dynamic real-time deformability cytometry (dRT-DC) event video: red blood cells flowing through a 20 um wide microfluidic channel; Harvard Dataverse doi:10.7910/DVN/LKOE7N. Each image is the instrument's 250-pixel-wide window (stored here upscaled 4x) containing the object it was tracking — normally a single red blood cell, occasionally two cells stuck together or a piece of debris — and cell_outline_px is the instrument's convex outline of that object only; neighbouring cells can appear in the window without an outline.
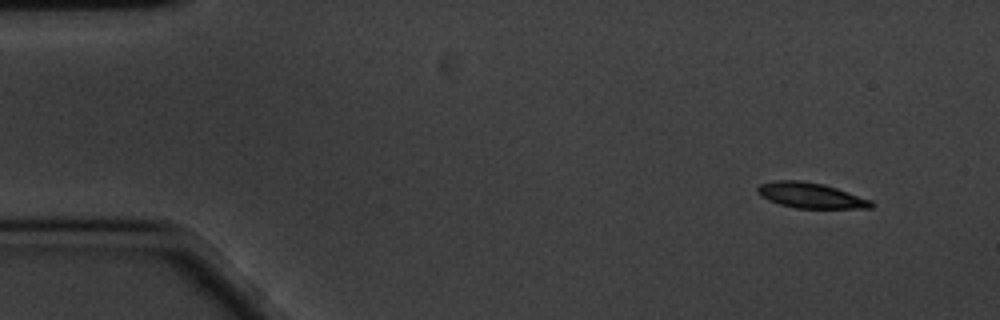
{"species": "common noctule bat (a hibernating species)", "species_latin": "Nyctalus noctula", "temperature_condition": "cold", "stored_images_in_passage": 55, "camera_frame_rate_fps": 3000, "um_per_image_px": 0.085, "animal": {"sex": "male", "body_mass_g": 20.1, "forearm_length_mm": 53.5}, "frame": {"image": 1, "passage_image": 1, "time_ms": 0.0, "image_size_px": [1000, 320], "cell_outline_px": [[876, 204], [872, 208], [796, 208], [780, 204], [768, 200], [760, 196], [756, 192], [756, 188], [760, 184], [776, 180], [800, 180], [824, 184], [872, 200]], "centroid_in_image_um": [68.9, 16.61], "position_along_channel_um": 16.1, "area_um2": 16.94}}
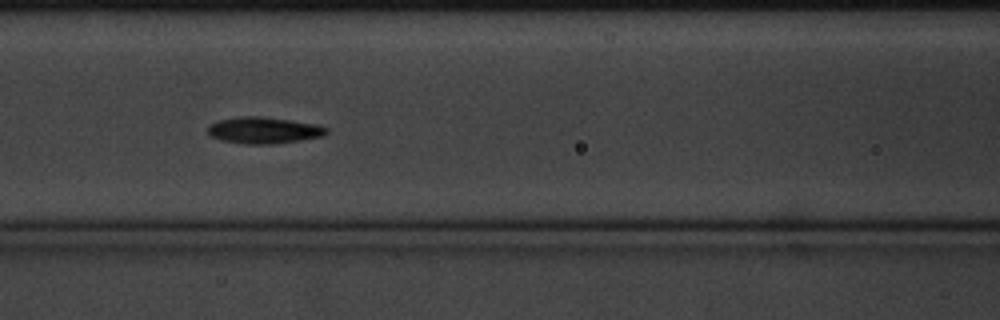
{"frame": {"image": 2, "passage_image": 21, "time_ms": 6.667, "image_size_px": [1000, 320], "cell_outline_px": [[328, 132], [324, 136], [300, 140], [272, 144], [244, 144], [220, 140], [212, 136], [208, 132], [208, 124], [220, 120], [240, 116], [260, 116], [292, 120], [316, 124], [328, 128]], "centroid_in_image_um": [22.43, 11.07], "position_along_channel_um": 144.2, "area_um2": 18.38}}
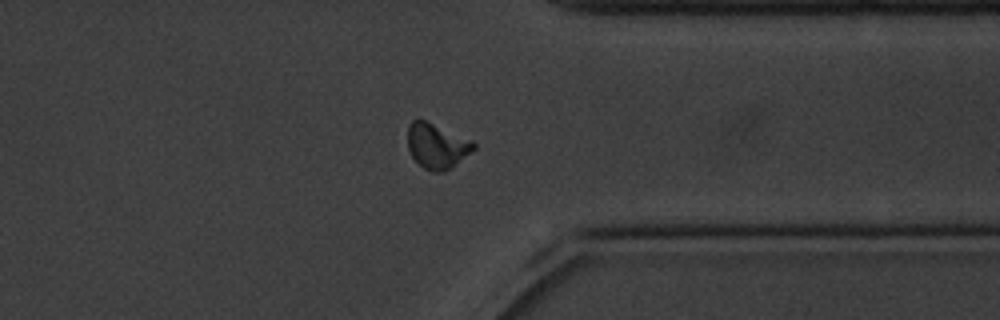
{"frame": {"image": 3, "passage_image": 42, "time_ms": 13.667, "image_size_px": [1000, 320], "cell_outline_px": [[476, 148], [444, 172], [432, 172], [424, 168], [412, 156], [408, 148], [408, 124], [416, 116], [472, 140], [476, 144]], "centroid_in_image_um": [37.11, 12.37], "position_along_channel_um": 374.3, "area_um2": 17.34}, "authors_computed_cell_mechanics": {"area_um2": 17.051, "velocity_mm_per_s": 3.3459, "shape_relaxation_time_tau1_ms": 2.102, "shape_relaxation_time_tau2_ms": 4.8096, "deformation_change_tau1": 0.1489, "deformation_change_tau2": 0.1136}}